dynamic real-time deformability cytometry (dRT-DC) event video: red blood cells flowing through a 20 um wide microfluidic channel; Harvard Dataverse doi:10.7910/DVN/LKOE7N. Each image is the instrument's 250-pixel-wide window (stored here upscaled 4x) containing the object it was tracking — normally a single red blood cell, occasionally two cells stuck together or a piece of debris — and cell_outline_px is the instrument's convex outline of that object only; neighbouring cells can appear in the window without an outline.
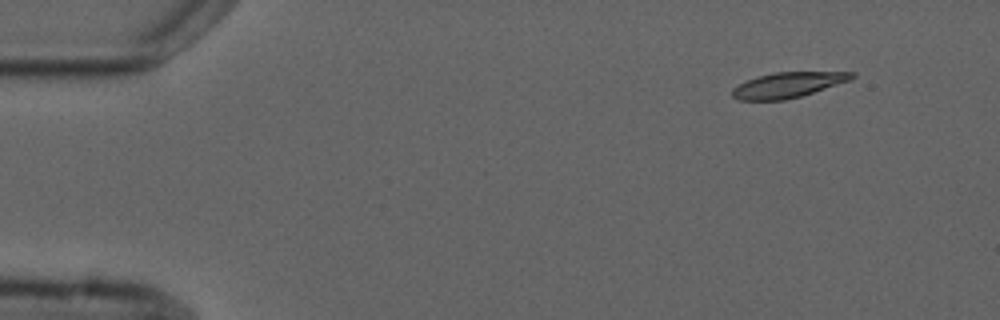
{"species": "common noctule bat (a hibernating species)", "species_latin": "Nyctalus noctula", "temperature_condition": "cold", "stored_images_in_passage": 4, "camera_frame_rate_fps": 3000, "um_per_image_px": 0.085, "animal": {"sex": "male", "forearm_length_mm": 52.5}, "frame": {"image": 1, "passage_image": 1, "time_ms": 0.0, "image_size_px": [1000, 320], "cell_outline_px": [[856, 76], [852, 80], [800, 96], [784, 100], [740, 100], [732, 96], [732, 88], [756, 76], [776, 72], [856, 72]], "centroid_in_image_um": [67.0, 7.21], "position_along_channel_um": 18.0, "area_um2": 17.57}}
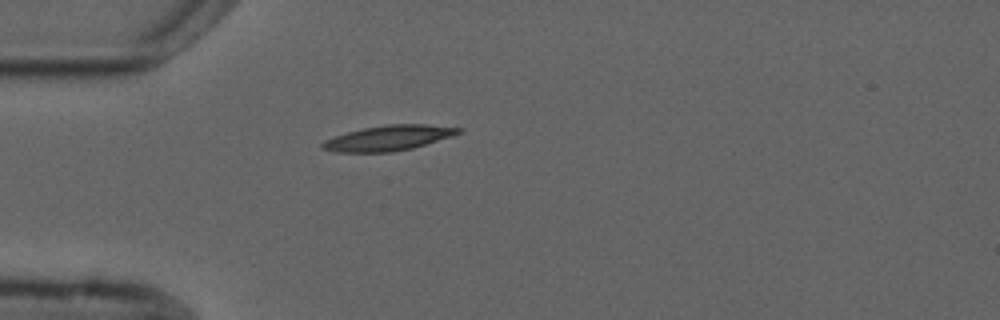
{"frame": {"image": 2, "passage_image": 4, "time_ms": 3.333, "image_size_px": [1000, 320], "cell_outline_px": [[464, 132], [452, 136], [412, 148], [392, 152], [336, 152], [320, 148], [320, 144], [324, 140], [348, 132], [364, 128], [388, 124], [424, 124], [464, 128]], "centroid_in_image_um": [33.04, 11.73], "position_along_channel_um": 52.0, "area_um2": 19.94}}